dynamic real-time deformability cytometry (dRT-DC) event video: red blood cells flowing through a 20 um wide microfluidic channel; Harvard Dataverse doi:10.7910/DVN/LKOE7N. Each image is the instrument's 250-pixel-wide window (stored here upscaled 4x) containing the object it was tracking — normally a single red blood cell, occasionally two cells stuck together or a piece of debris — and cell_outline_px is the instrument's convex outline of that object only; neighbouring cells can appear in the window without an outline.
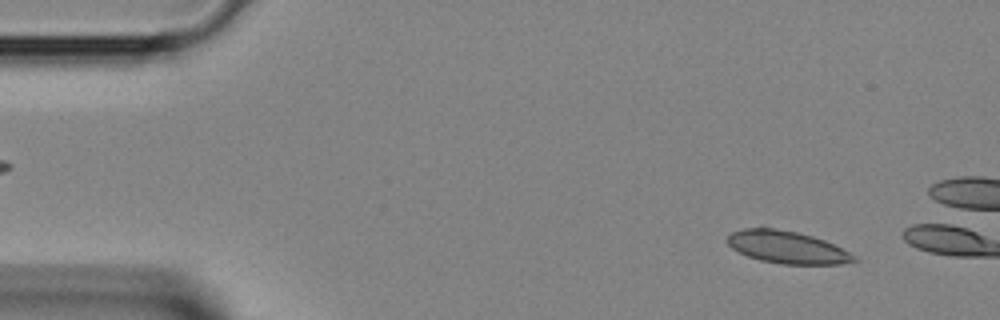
{"species": "Egyptian fruit bat (a non-hibernating species)", "species_latin": "Rousettus aegyptiacus", "temperature_condition": "room temperature", "stored_images_in_passage": 5, "camera_frame_rate_fps": 3000, "um_per_image_px": 0.085, "animal": {"sex": "female"}, "frame": {"image": 1, "passage_image": 4, "time_ms": 1.0, "image_size_px": [1000, 320], "cell_outline_px": [[860, 260], [840, 264], [780, 264], [760, 260], [748, 256], [732, 248], [728, 244], [728, 236], [732, 232], [744, 228], [776, 228], [796, 232], [812, 236], [824, 240], [848, 252]], "centroid_in_image_um": [66.89, 21.02], "position_along_channel_um": 18.1, "area_um2": 23.58}}